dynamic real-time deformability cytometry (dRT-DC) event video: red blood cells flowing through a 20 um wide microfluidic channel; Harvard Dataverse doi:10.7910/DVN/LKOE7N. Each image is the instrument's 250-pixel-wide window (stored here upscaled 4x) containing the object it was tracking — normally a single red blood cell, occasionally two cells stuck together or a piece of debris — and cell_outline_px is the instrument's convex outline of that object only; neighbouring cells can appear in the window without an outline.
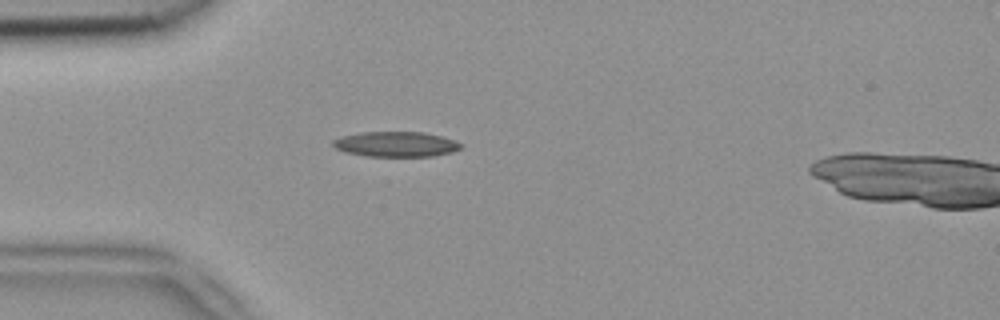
{"species": "common noctule bat (a hibernating species)", "species_latin": "Nyctalus noctula", "temperature_condition": "room temperature", "stored_images_in_passage": 6, "camera_frame_rate_fps": 3000, "um_per_image_px": 0.085, "animal": {"sex": "female", "body_mass_g": 18.4}, "frame": {"image": 1, "passage_image": 5, "time_ms": 1.333, "image_size_px": [1000, 320], "cell_outline_px": [[464, 148], [452, 152], [432, 156], [364, 156], [344, 152], [336, 148], [332, 144], [332, 140], [340, 136], [360, 132], [424, 132], [444, 136], [456, 140], [464, 144]], "centroid_in_image_um": [33.69, 12.25], "position_along_channel_um": 51.3, "area_um2": 19.13}}